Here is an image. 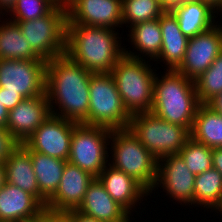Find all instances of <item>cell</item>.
Returning a JSON list of instances; mask_svg holds the SVG:
<instances>
[{"label": "cell", "mask_w": 222, "mask_h": 222, "mask_svg": "<svg viewBox=\"0 0 222 222\" xmlns=\"http://www.w3.org/2000/svg\"><path fill=\"white\" fill-rule=\"evenodd\" d=\"M92 74L67 54L48 60L45 94L51 114L81 124L88 117Z\"/></svg>", "instance_id": "1"}, {"label": "cell", "mask_w": 222, "mask_h": 222, "mask_svg": "<svg viewBox=\"0 0 222 222\" xmlns=\"http://www.w3.org/2000/svg\"><path fill=\"white\" fill-rule=\"evenodd\" d=\"M108 27L71 24L67 20L66 52L92 73H111L124 55L119 31Z\"/></svg>", "instance_id": "2"}, {"label": "cell", "mask_w": 222, "mask_h": 222, "mask_svg": "<svg viewBox=\"0 0 222 222\" xmlns=\"http://www.w3.org/2000/svg\"><path fill=\"white\" fill-rule=\"evenodd\" d=\"M165 71L163 75L156 73L150 112L166 122L186 127L191 131L200 105L195 83L177 70Z\"/></svg>", "instance_id": "3"}, {"label": "cell", "mask_w": 222, "mask_h": 222, "mask_svg": "<svg viewBox=\"0 0 222 222\" xmlns=\"http://www.w3.org/2000/svg\"><path fill=\"white\" fill-rule=\"evenodd\" d=\"M109 145L111 156L108 164L133 177L151 193L150 197L153 193L155 195L153 188L157 180L158 159L129 128L112 130Z\"/></svg>", "instance_id": "4"}, {"label": "cell", "mask_w": 222, "mask_h": 222, "mask_svg": "<svg viewBox=\"0 0 222 222\" xmlns=\"http://www.w3.org/2000/svg\"><path fill=\"white\" fill-rule=\"evenodd\" d=\"M150 63V60L136 59L124 54L112 68L111 74L130 115L150 112L152 109L157 70L151 68Z\"/></svg>", "instance_id": "5"}, {"label": "cell", "mask_w": 222, "mask_h": 222, "mask_svg": "<svg viewBox=\"0 0 222 222\" xmlns=\"http://www.w3.org/2000/svg\"><path fill=\"white\" fill-rule=\"evenodd\" d=\"M89 91L88 117L81 124L110 130L128 128L131 115L123 105L111 73H93Z\"/></svg>", "instance_id": "6"}, {"label": "cell", "mask_w": 222, "mask_h": 222, "mask_svg": "<svg viewBox=\"0 0 222 222\" xmlns=\"http://www.w3.org/2000/svg\"><path fill=\"white\" fill-rule=\"evenodd\" d=\"M128 128L158 160L178 154L191 138L188 128L166 122L151 112L131 115Z\"/></svg>", "instance_id": "7"}, {"label": "cell", "mask_w": 222, "mask_h": 222, "mask_svg": "<svg viewBox=\"0 0 222 222\" xmlns=\"http://www.w3.org/2000/svg\"><path fill=\"white\" fill-rule=\"evenodd\" d=\"M67 20V8L56 6L42 18L16 23L32 50L48 61L66 52Z\"/></svg>", "instance_id": "8"}, {"label": "cell", "mask_w": 222, "mask_h": 222, "mask_svg": "<svg viewBox=\"0 0 222 222\" xmlns=\"http://www.w3.org/2000/svg\"><path fill=\"white\" fill-rule=\"evenodd\" d=\"M110 129L78 124L73 129L68 162L94 177L108 165Z\"/></svg>", "instance_id": "9"}, {"label": "cell", "mask_w": 222, "mask_h": 222, "mask_svg": "<svg viewBox=\"0 0 222 222\" xmlns=\"http://www.w3.org/2000/svg\"><path fill=\"white\" fill-rule=\"evenodd\" d=\"M46 64L44 59H0V87L24 98L45 95Z\"/></svg>", "instance_id": "10"}, {"label": "cell", "mask_w": 222, "mask_h": 222, "mask_svg": "<svg viewBox=\"0 0 222 222\" xmlns=\"http://www.w3.org/2000/svg\"><path fill=\"white\" fill-rule=\"evenodd\" d=\"M78 124L51 114L24 144L31 151L68 161L73 129Z\"/></svg>", "instance_id": "11"}, {"label": "cell", "mask_w": 222, "mask_h": 222, "mask_svg": "<svg viewBox=\"0 0 222 222\" xmlns=\"http://www.w3.org/2000/svg\"><path fill=\"white\" fill-rule=\"evenodd\" d=\"M160 186L167 193L165 195L173 199L171 201L194 207L195 175L179 154L164 156L158 160L157 180L153 190L156 192L161 189Z\"/></svg>", "instance_id": "12"}, {"label": "cell", "mask_w": 222, "mask_h": 222, "mask_svg": "<svg viewBox=\"0 0 222 222\" xmlns=\"http://www.w3.org/2000/svg\"><path fill=\"white\" fill-rule=\"evenodd\" d=\"M188 39L182 63L175 69L186 78L196 80L222 52V24Z\"/></svg>", "instance_id": "13"}, {"label": "cell", "mask_w": 222, "mask_h": 222, "mask_svg": "<svg viewBox=\"0 0 222 222\" xmlns=\"http://www.w3.org/2000/svg\"><path fill=\"white\" fill-rule=\"evenodd\" d=\"M67 19L71 24L108 27L122 26V0H69Z\"/></svg>", "instance_id": "14"}, {"label": "cell", "mask_w": 222, "mask_h": 222, "mask_svg": "<svg viewBox=\"0 0 222 222\" xmlns=\"http://www.w3.org/2000/svg\"><path fill=\"white\" fill-rule=\"evenodd\" d=\"M50 115L49 99L46 94L25 98L9 111L6 129L23 144Z\"/></svg>", "instance_id": "15"}, {"label": "cell", "mask_w": 222, "mask_h": 222, "mask_svg": "<svg viewBox=\"0 0 222 222\" xmlns=\"http://www.w3.org/2000/svg\"><path fill=\"white\" fill-rule=\"evenodd\" d=\"M94 178L90 173L67 161L57 190L47 200L45 208L64 212L76 210Z\"/></svg>", "instance_id": "16"}, {"label": "cell", "mask_w": 222, "mask_h": 222, "mask_svg": "<svg viewBox=\"0 0 222 222\" xmlns=\"http://www.w3.org/2000/svg\"><path fill=\"white\" fill-rule=\"evenodd\" d=\"M107 193L121 205L130 215L137 212L136 207L141 206L143 199L147 201L149 192L133 177L123 171L107 165L98 176ZM146 196V198H145ZM134 210V211H133Z\"/></svg>", "instance_id": "17"}, {"label": "cell", "mask_w": 222, "mask_h": 222, "mask_svg": "<svg viewBox=\"0 0 222 222\" xmlns=\"http://www.w3.org/2000/svg\"><path fill=\"white\" fill-rule=\"evenodd\" d=\"M45 206L32 194L9 183L0 189V222H24L37 218Z\"/></svg>", "instance_id": "18"}, {"label": "cell", "mask_w": 222, "mask_h": 222, "mask_svg": "<svg viewBox=\"0 0 222 222\" xmlns=\"http://www.w3.org/2000/svg\"><path fill=\"white\" fill-rule=\"evenodd\" d=\"M76 211L102 222H123L130 214L107 193L103 183L95 177Z\"/></svg>", "instance_id": "19"}, {"label": "cell", "mask_w": 222, "mask_h": 222, "mask_svg": "<svg viewBox=\"0 0 222 222\" xmlns=\"http://www.w3.org/2000/svg\"><path fill=\"white\" fill-rule=\"evenodd\" d=\"M162 46L156 64L162 61L165 69L175 70L183 61L188 38L181 32L175 15L166 10L159 18ZM158 62V63H157Z\"/></svg>", "instance_id": "20"}, {"label": "cell", "mask_w": 222, "mask_h": 222, "mask_svg": "<svg viewBox=\"0 0 222 222\" xmlns=\"http://www.w3.org/2000/svg\"><path fill=\"white\" fill-rule=\"evenodd\" d=\"M170 11L175 15L181 32L188 39L208 31L219 23L215 20V10L200 0H185Z\"/></svg>", "instance_id": "21"}, {"label": "cell", "mask_w": 222, "mask_h": 222, "mask_svg": "<svg viewBox=\"0 0 222 222\" xmlns=\"http://www.w3.org/2000/svg\"><path fill=\"white\" fill-rule=\"evenodd\" d=\"M129 28L127 36L130 41L128 39V43L130 42L129 44H131L133 50L130 51L126 48L127 46H124V54L136 59H144L145 57L147 60L154 61L159 56L162 46V32L159 18L135 24Z\"/></svg>", "instance_id": "22"}, {"label": "cell", "mask_w": 222, "mask_h": 222, "mask_svg": "<svg viewBox=\"0 0 222 222\" xmlns=\"http://www.w3.org/2000/svg\"><path fill=\"white\" fill-rule=\"evenodd\" d=\"M20 145L31 156V162L39 188V201L45 206L47 200L57 190L67 161L31 151L24 143Z\"/></svg>", "instance_id": "23"}, {"label": "cell", "mask_w": 222, "mask_h": 222, "mask_svg": "<svg viewBox=\"0 0 222 222\" xmlns=\"http://www.w3.org/2000/svg\"><path fill=\"white\" fill-rule=\"evenodd\" d=\"M6 182L34 195L39 200V188L30 154L20 145L4 163Z\"/></svg>", "instance_id": "24"}, {"label": "cell", "mask_w": 222, "mask_h": 222, "mask_svg": "<svg viewBox=\"0 0 222 222\" xmlns=\"http://www.w3.org/2000/svg\"><path fill=\"white\" fill-rule=\"evenodd\" d=\"M0 16V59L40 60L30 42L22 35L19 25Z\"/></svg>", "instance_id": "25"}, {"label": "cell", "mask_w": 222, "mask_h": 222, "mask_svg": "<svg viewBox=\"0 0 222 222\" xmlns=\"http://www.w3.org/2000/svg\"><path fill=\"white\" fill-rule=\"evenodd\" d=\"M191 138L210 148H222V115L206 104H200L192 129Z\"/></svg>", "instance_id": "26"}, {"label": "cell", "mask_w": 222, "mask_h": 222, "mask_svg": "<svg viewBox=\"0 0 222 222\" xmlns=\"http://www.w3.org/2000/svg\"><path fill=\"white\" fill-rule=\"evenodd\" d=\"M211 209L215 213L222 208V175L214 168L195 175L194 207Z\"/></svg>", "instance_id": "27"}, {"label": "cell", "mask_w": 222, "mask_h": 222, "mask_svg": "<svg viewBox=\"0 0 222 222\" xmlns=\"http://www.w3.org/2000/svg\"><path fill=\"white\" fill-rule=\"evenodd\" d=\"M165 11L160 0H122V24L129 28L158 19Z\"/></svg>", "instance_id": "28"}, {"label": "cell", "mask_w": 222, "mask_h": 222, "mask_svg": "<svg viewBox=\"0 0 222 222\" xmlns=\"http://www.w3.org/2000/svg\"><path fill=\"white\" fill-rule=\"evenodd\" d=\"M194 83L200 104H206L214 96L222 93V52Z\"/></svg>", "instance_id": "29"}, {"label": "cell", "mask_w": 222, "mask_h": 222, "mask_svg": "<svg viewBox=\"0 0 222 222\" xmlns=\"http://www.w3.org/2000/svg\"><path fill=\"white\" fill-rule=\"evenodd\" d=\"M194 175L213 168L212 148L190 138L178 153Z\"/></svg>", "instance_id": "30"}, {"label": "cell", "mask_w": 222, "mask_h": 222, "mask_svg": "<svg viewBox=\"0 0 222 222\" xmlns=\"http://www.w3.org/2000/svg\"><path fill=\"white\" fill-rule=\"evenodd\" d=\"M57 5L51 0H16L14 6L6 14L13 22H22L42 18L49 14Z\"/></svg>", "instance_id": "31"}, {"label": "cell", "mask_w": 222, "mask_h": 222, "mask_svg": "<svg viewBox=\"0 0 222 222\" xmlns=\"http://www.w3.org/2000/svg\"><path fill=\"white\" fill-rule=\"evenodd\" d=\"M20 146L14 136L3 127H0V163L4 164L10 155Z\"/></svg>", "instance_id": "32"}, {"label": "cell", "mask_w": 222, "mask_h": 222, "mask_svg": "<svg viewBox=\"0 0 222 222\" xmlns=\"http://www.w3.org/2000/svg\"><path fill=\"white\" fill-rule=\"evenodd\" d=\"M24 99L25 98L19 93L4 91V88L0 87V103L6 108L8 112L14 109Z\"/></svg>", "instance_id": "33"}, {"label": "cell", "mask_w": 222, "mask_h": 222, "mask_svg": "<svg viewBox=\"0 0 222 222\" xmlns=\"http://www.w3.org/2000/svg\"><path fill=\"white\" fill-rule=\"evenodd\" d=\"M43 222H71L69 211H52L48 209L43 210Z\"/></svg>", "instance_id": "34"}, {"label": "cell", "mask_w": 222, "mask_h": 222, "mask_svg": "<svg viewBox=\"0 0 222 222\" xmlns=\"http://www.w3.org/2000/svg\"><path fill=\"white\" fill-rule=\"evenodd\" d=\"M213 168L222 175V148H212Z\"/></svg>", "instance_id": "35"}, {"label": "cell", "mask_w": 222, "mask_h": 222, "mask_svg": "<svg viewBox=\"0 0 222 222\" xmlns=\"http://www.w3.org/2000/svg\"><path fill=\"white\" fill-rule=\"evenodd\" d=\"M206 105L218 114L222 115V93L214 96L206 103Z\"/></svg>", "instance_id": "36"}, {"label": "cell", "mask_w": 222, "mask_h": 222, "mask_svg": "<svg viewBox=\"0 0 222 222\" xmlns=\"http://www.w3.org/2000/svg\"><path fill=\"white\" fill-rule=\"evenodd\" d=\"M71 222H102L97 219L87 217L76 210H70Z\"/></svg>", "instance_id": "37"}, {"label": "cell", "mask_w": 222, "mask_h": 222, "mask_svg": "<svg viewBox=\"0 0 222 222\" xmlns=\"http://www.w3.org/2000/svg\"><path fill=\"white\" fill-rule=\"evenodd\" d=\"M15 2L16 0H0V16L7 14L14 6Z\"/></svg>", "instance_id": "38"}, {"label": "cell", "mask_w": 222, "mask_h": 222, "mask_svg": "<svg viewBox=\"0 0 222 222\" xmlns=\"http://www.w3.org/2000/svg\"><path fill=\"white\" fill-rule=\"evenodd\" d=\"M185 0H160L165 10H172L174 7L181 5Z\"/></svg>", "instance_id": "39"}, {"label": "cell", "mask_w": 222, "mask_h": 222, "mask_svg": "<svg viewBox=\"0 0 222 222\" xmlns=\"http://www.w3.org/2000/svg\"><path fill=\"white\" fill-rule=\"evenodd\" d=\"M8 114H9V112L0 103V127L6 128V124L8 122Z\"/></svg>", "instance_id": "40"}, {"label": "cell", "mask_w": 222, "mask_h": 222, "mask_svg": "<svg viewBox=\"0 0 222 222\" xmlns=\"http://www.w3.org/2000/svg\"><path fill=\"white\" fill-rule=\"evenodd\" d=\"M202 3L209 5L213 10H216L220 3L221 0H200Z\"/></svg>", "instance_id": "41"}, {"label": "cell", "mask_w": 222, "mask_h": 222, "mask_svg": "<svg viewBox=\"0 0 222 222\" xmlns=\"http://www.w3.org/2000/svg\"><path fill=\"white\" fill-rule=\"evenodd\" d=\"M5 183H6L5 168L4 164L0 163V189L5 185Z\"/></svg>", "instance_id": "42"}, {"label": "cell", "mask_w": 222, "mask_h": 222, "mask_svg": "<svg viewBox=\"0 0 222 222\" xmlns=\"http://www.w3.org/2000/svg\"><path fill=\"white\" fill-rule=\"evenodd\" d=\"M53 1L57 6H62L67 8L69 0H51Z\"/></svg>", "instance_id": "43"}, {"label": "cell", "mask_w": 222, "mask_h": 222, "mask_svg": "<svg viewBox=\"0 0 222 222\" xmlns=\"http://www.w3.org/2000/svg\"><path fill=\"white\" fill-rule=\"evenodd\" d=\"M24 222H43V211L40 213V215L37 218L32 219V220H27Z\"/></svg>", "instance_id": "44"}, {"label": "cell", "mask_w": 222, "mask_h": 222, "mask_svg": "<svg viewBox=\"0 0 222 222\" xmlns=\"http://www.w3.org/2000/svg\"><path fill=\"white\" fill-rule=\"evenodd\" d=\"M219 12H221V13H219ZM215 14H220L219 16L222 15V0H221L219 7L215 10Z\"/></svg>", "instance_id": "45"}, {"label": "cell", "mask_w": 222, "mask_h": 222, "mask_svg": "<svg viewBox=\"0 0 222 222\" xmlns=\"http://www.w3.org/2000/svg\"><path fill=\"white\" fill-rule=\"evenodd\" d=\"M132 218H134V217H132L131 215L126 219V220H124L123 222H132L131 220H133ZM131 219V220H130Z\"/></svg>", "instance_id": "46"}, {"label": "cell", "mask_w": 222, "mask_h": 222, "mask_svg": "<svg viewBox=\"0 0 222 222\" xmlns=\"http://www.w3.org/2000/svg\"><path fill=\"white\" fill-rule=\"evenodd\" d=\"M219 212H220V213H219ZM218 213L222 215V208L218 211Z\"/></svg>", "instance_id": "47"}]
</instances>
